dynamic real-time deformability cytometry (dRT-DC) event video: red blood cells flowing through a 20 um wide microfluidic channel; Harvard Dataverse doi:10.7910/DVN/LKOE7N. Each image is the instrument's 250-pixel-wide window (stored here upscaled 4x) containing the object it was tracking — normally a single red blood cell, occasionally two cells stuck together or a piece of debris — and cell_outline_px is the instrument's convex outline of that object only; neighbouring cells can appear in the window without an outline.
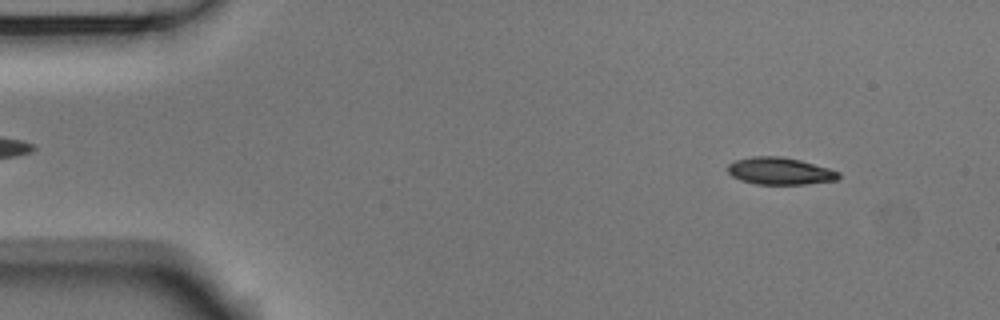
{"species": "Egyptian fruit bat (a non-hibernating species)", "species_latin": "Rousettus aegyptiacus", "temperature_condition": "room temperature", "stored_images_in_passage": 53, "camera_frame_rate_fps": 3000, "um_per_image_px": 0.085, "animal": {"sex": "male"}, "frame": {"image": 1, "passage_image": 5, "time_ms": 1.333, "image_size_px": [1000, 320], "cell_outline_px": [[840, 176], [836, 180], [804, 184], [756, 184], [740, 180], [732, 176], [728, 172], [728, 164], [736, 160], [752, 156], [780, 156], [800, 160], [828, 168], [840, 172]], "centroid_in_image_um": [66.27, 14.53], "position_along_channel_um": 18.7, "area_um2": 17.46}}
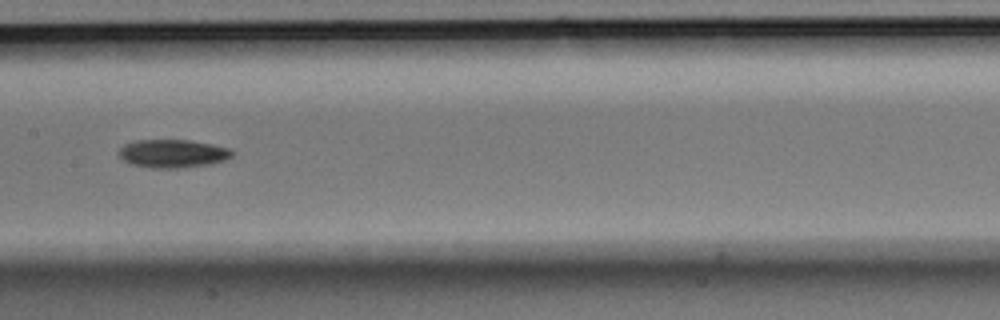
{"frame": {"image": 2, "passage_image": 26, "time_ms": 8.333, "image_size_px": [1000, 320], "cell_outline_px": [[236, 152], [232, 156], [224, 160], [212, 164], [184, 168], [152, 168], [132, 164], [124, 160], [120, 156], [120, 148], [124, 144], [136, 140], [188, 140], [212, 144], [232, 148]], "centroid_in_image_um": [14.75, 13.05], "position_along_channel_um": 192.6, "area_um2": 18.79}}
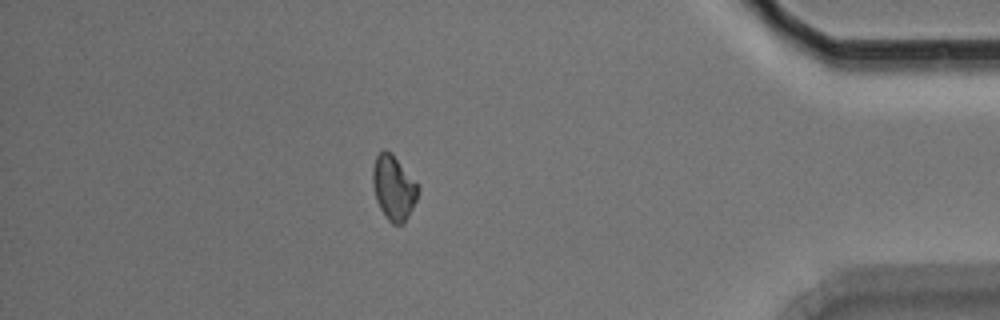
{"frame": {"image": 3, "passage_image": 46, "time_ms": 15.0, "image_size_px": [1000, 320], "cell_outline_px": [[420, 188], [416, 200], [404, 224], [392, 224], [388, 220], [380, 208], [376, 200], [372, 180], [372, 168], [376, 156], [384, 148], [396, 160]], "centroid_in_image_um": [33.43, 16.0], "position_along_channel_um": 401.8, "area_um2": 16.59}, "authors_computed_cell_mechanics": {"area_um2": 17.4556, "velocity_mm_per_s": 3.7405, "shape_relaxation_time_tau1_ms": 4.3047, "shape_relaxation_time_tau2_ms": null, "deformation_change_tau1": 0.0933, "deformation_change_tau2": null}}